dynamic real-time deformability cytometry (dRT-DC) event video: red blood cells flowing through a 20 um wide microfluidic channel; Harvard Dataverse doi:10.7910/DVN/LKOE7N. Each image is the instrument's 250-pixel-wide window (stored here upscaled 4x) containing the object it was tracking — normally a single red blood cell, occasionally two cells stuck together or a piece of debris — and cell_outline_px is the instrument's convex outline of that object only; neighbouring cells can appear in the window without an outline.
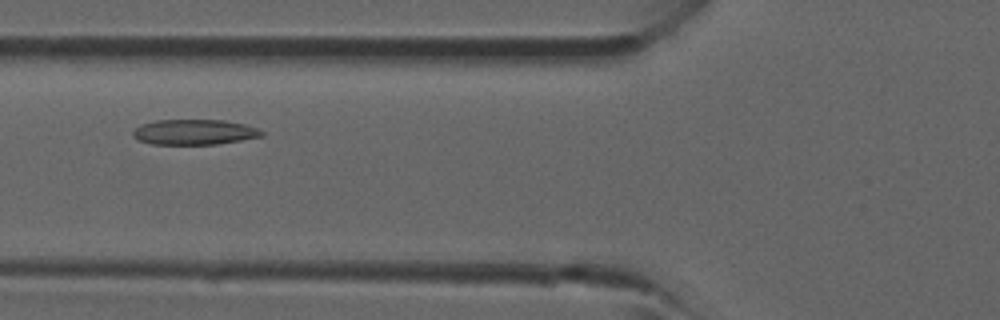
{"species": "common noctule bat (a hibernating species)", "species_latin": "Nyctalus noctula", "temperature_condition": "room temperature", "stored_images_in_passage": 4, "camera_frame_rate_fps": 3000, "um_per_image_px": 0.085, "animal": {"sex": "male", "forearm_length_mm": 52.5}, "frame": {"image": 1, "passage_image": 4, "time_ms": 3.333, "image_size_px": [1000, 320], "cell_outline_px": [[264, 136], [216, 144], [152, 144], [140, 140], [132, 136], [132, 132], [140, 124], [156, 120], [224, 120], [244, 124], [256, 128], [264, 132]], "centroid_in_image_um": [16.51, 11.22], "position_along_channel_um": 109.3, "area_um2": 18.9}}